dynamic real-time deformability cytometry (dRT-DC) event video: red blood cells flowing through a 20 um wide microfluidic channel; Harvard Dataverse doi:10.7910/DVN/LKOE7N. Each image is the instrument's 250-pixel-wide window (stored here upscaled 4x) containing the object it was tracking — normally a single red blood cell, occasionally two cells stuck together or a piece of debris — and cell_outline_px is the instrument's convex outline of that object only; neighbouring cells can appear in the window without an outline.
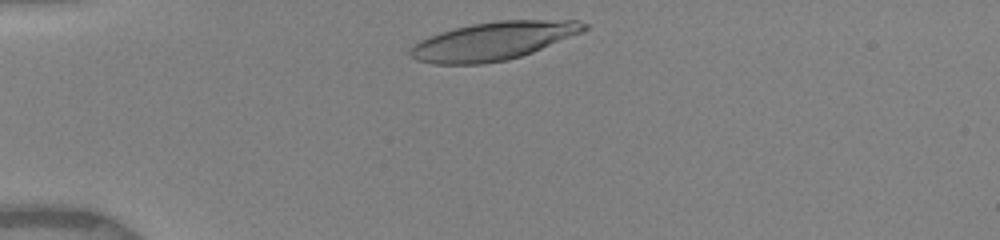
{"species": "human", "species_latin": "Homo sapiens", "temperature_condition": "warm", "stored_images_in_passage": 15, "camera_frame_rate_fps": 3000, "um_per_image_px": 0.085, "donor": {"sex": "female"}, "frame": {"image": 1, "passage_image": 2, "time_ms": 0.333, "image_size_px": [1000, 240], "cell_outline_px": [[588, 28], [580, 32], [532, 52], [508, 60], [484, 64], [432, 64], [416, 60], [408, 56], [408, 48], [420, 40], [428, 36], [440, 32], [472, 24], [500, 20], [576, 20], [588, 24]], "centroid_in_image_um": [41.84, 3.49], "position_along_channel_um": 43.2, "area_um2": 38.55}}
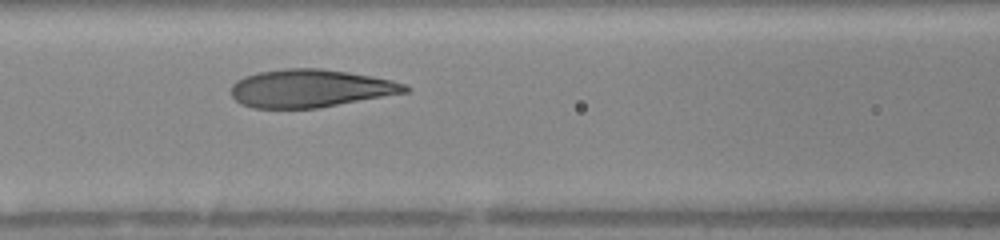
{"frame": {"image": 2, "passage_image": 10, "time_ms": 3.667, "image_size_px": [1000, 240], "cell_outline_px": [[412, 88], [408, 92], [320, 108], [252, 108], [240, 104], [232, 96], [232, 84], [236, 80], [244, 76], [260, 72], [284, 68], [320, 68], [348, 72], [392, 80], [404, 84]], "centroid_in_image_um": [26.38, 7.51], "position_along_channel_um": 140.2, "area_um2": 38.55}}
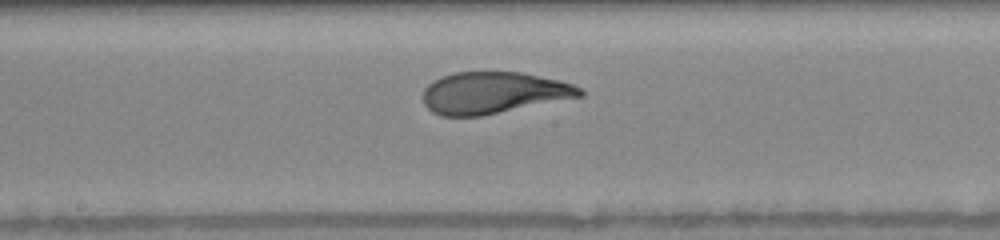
{"frame": {"image": 3, "passage_image": 14, "time_ms": 5.333, "image_size_px": [1000, 240], "cell_outline_px": [[584, 96], [484, 116], [440, 116], [432, 112], [424, 104], [424, 88], [428, 84], [440, 76], [456, 72], [524, 72], [560, 80], [572, 84], [580, 88], [584, 92]], "centroid_in_image_um": [41.96, 7.89], "position_along_channel_um": 206.2, "area_um2": 38.49}}